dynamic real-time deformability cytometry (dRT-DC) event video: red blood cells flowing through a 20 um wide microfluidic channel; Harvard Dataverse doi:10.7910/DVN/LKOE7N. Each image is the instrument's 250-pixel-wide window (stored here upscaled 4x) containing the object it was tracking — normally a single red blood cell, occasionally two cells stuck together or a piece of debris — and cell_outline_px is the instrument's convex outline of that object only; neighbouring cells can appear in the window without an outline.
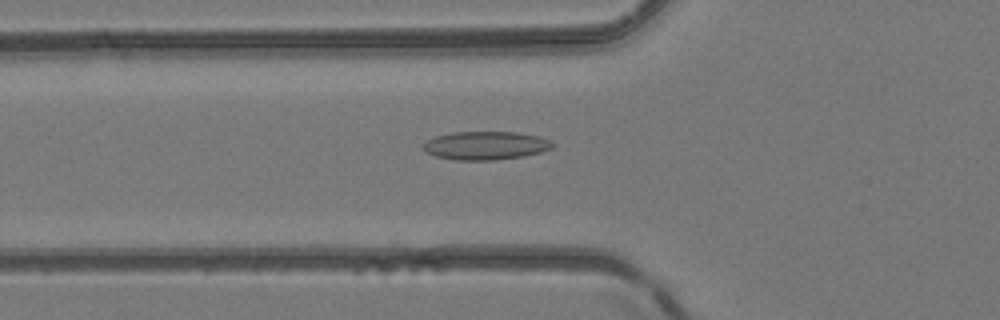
{"species": "common noctule bat (a hibernating species)", "species_latin": "Nyctalus noctula", "temperature_condition": "room temperature", "stored_images_in_passage": 48, "camera_frame_rate_fps": 3000, "um_per_image_px": 0.085, "animal": {"sex": "female", "body_mass_g": 24.6, "forearm_length_mm": 56.2}, "frame": {"image": 1, "passage_image": 18, "time_ms": 5.667, "image_size_px": [1000, 320], "cell_outline_px": [[552, 148], [540, 152], [524, 156], [496, 160], [456, 160], [436, 156], [424, 152], [424, 144], [428, 140], [436, 136], [452, 132], [516, 132], [540, 136], [548, 140], [552, 144]], "centroid_in_image_um": [41.27, 12.37], "position_along_channel_um": 84.5, "area_um2": 21.27}}
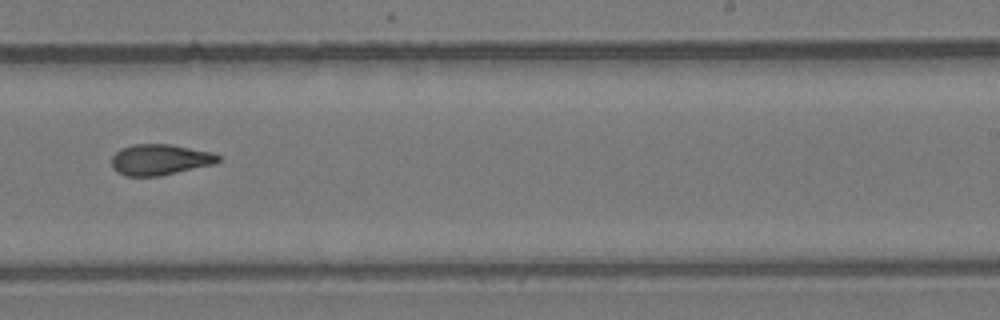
{"frame": {"image": 2, "passage_image": 31, "time_ms": 10.0, "image_size_px": [1000, 320], "cell_outline_px": [[220, 160], [216, 164], [160, 176], [124, 176], [116, 172], [112, 168], [112, 156], [120, 148], [132, 144], [172, 144], [212, 152], [220, 156]], "centroid_in_image_um": [13.59, 13.57], "position_along_channel_um": 275.4, "area_um2": 19.48}}
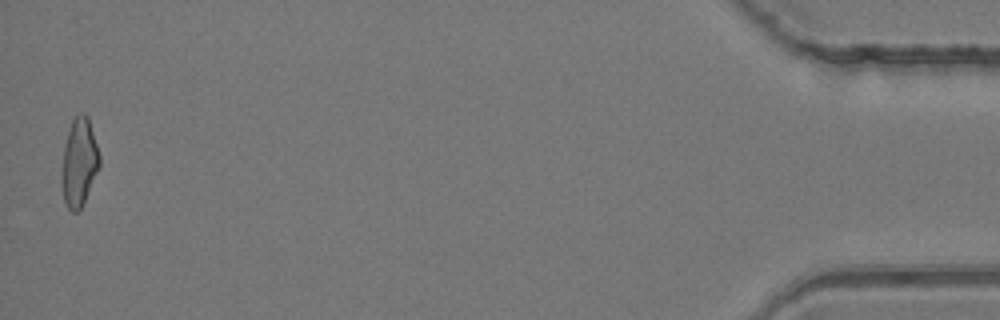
{"frame": {"image": 3, "passage_image": 48, "time_ms": 15.667, "image_size_px": [1000, 320], "cell_outline_px": [[100, 168], [80, 208], [76, 212], [72, 212], [68, 208], [64, 200], [64, 144], [72, 120], [80, 112], [84, 112], [88, 116], [100, 156]], "centroid_in_image_um": [6.78, 13.74], "position_along_channel_um": 428.4, "area_um2": 18.67}}